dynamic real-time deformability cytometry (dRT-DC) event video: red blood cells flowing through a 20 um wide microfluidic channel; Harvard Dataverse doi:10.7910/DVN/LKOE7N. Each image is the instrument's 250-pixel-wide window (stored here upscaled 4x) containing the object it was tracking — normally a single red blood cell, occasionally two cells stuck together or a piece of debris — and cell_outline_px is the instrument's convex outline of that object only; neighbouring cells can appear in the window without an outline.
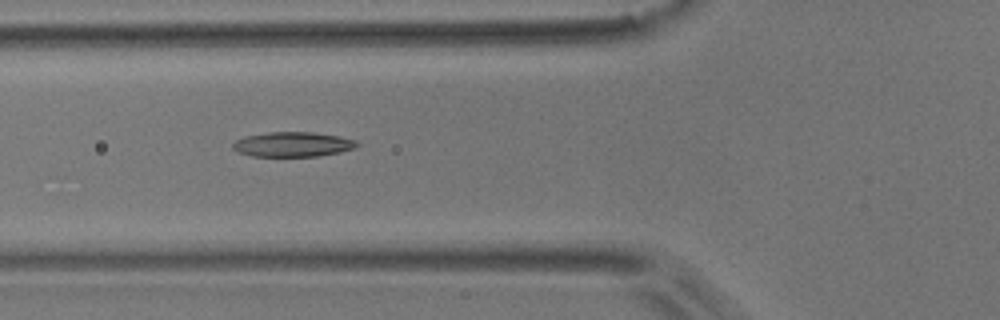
{"species": "common noctule bat (a hibernating species)", "species_latin": "Nyctalus noctula", "temperature_condition": "room temperature", "stored_images_in_passage": 8, "camera_frame_rate_fps": 3000, "um_per_image_px": 0.085, "animal": {"sex": "male", "body_mass_g": 17.9}, "frame": {"image": 1, "passage_image": 6, "time_ms": 1.667, "image_size_px": [1000, 320], "cell_outline_px": [[360, 144], [356, 148], [340, 152], [320, 156], [252, 156], [240, 152], [232, 148], [232, 144], [236, 140], [244, 136], [268, 132], [312, 132], [340, 136], [356, 140]], "centroid_in_image_um": [24.92, 12.26], "position_along_channel_um": 100.9, "area_um2": 18.03}}
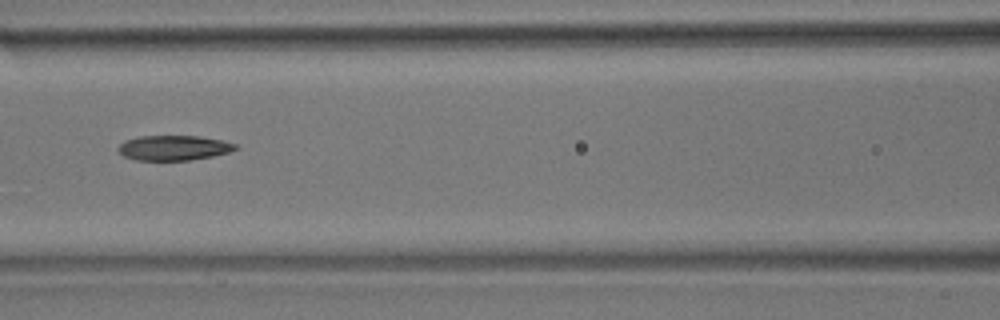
{"frame": {"image": 2, "passage_image": 7, "time_ms": 2.0, "image_size_px": [1000, 320], "cell_outline_px": [[240, 148], [228, 152], [212, 156], [188, 160], [136, 160], [124, 156], [120, 152], [120, 144], [124, 140], [140, 136], [200, 136], [220, 140], [236, 144]], "centroid_in_image_um": [14.78, 12.56], "position_along_channel_um": 151.8, "area_um2": 16.88}}
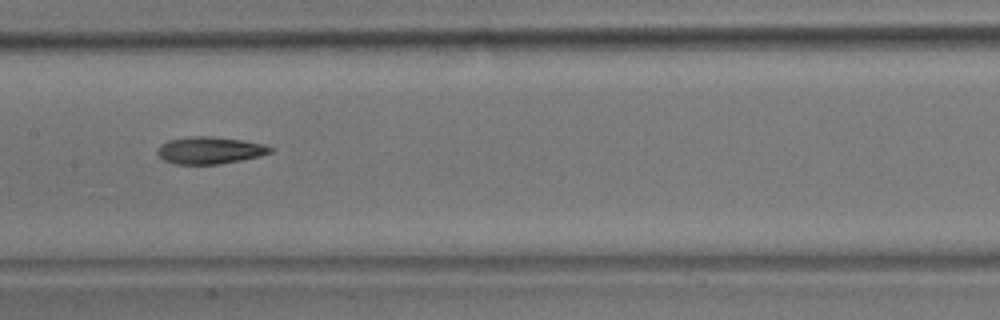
{"frame": {"image": 3, "passage_image": 8, "time_ms": 2.333, "image_size_px": [1000, 320], "cell_outline_px": [[272, 152], [260, 156], [220, 164], [176, 164], [164, 160], [156, 152], [160, 144], [168, 140], [188, 136], [212, 136], [240, 140], [264, 144], [272, 148]], "centroid_in_image_um": [17.81, 12.77], "position_along_channel_um": 189.6, "area_um2": 17.8}}